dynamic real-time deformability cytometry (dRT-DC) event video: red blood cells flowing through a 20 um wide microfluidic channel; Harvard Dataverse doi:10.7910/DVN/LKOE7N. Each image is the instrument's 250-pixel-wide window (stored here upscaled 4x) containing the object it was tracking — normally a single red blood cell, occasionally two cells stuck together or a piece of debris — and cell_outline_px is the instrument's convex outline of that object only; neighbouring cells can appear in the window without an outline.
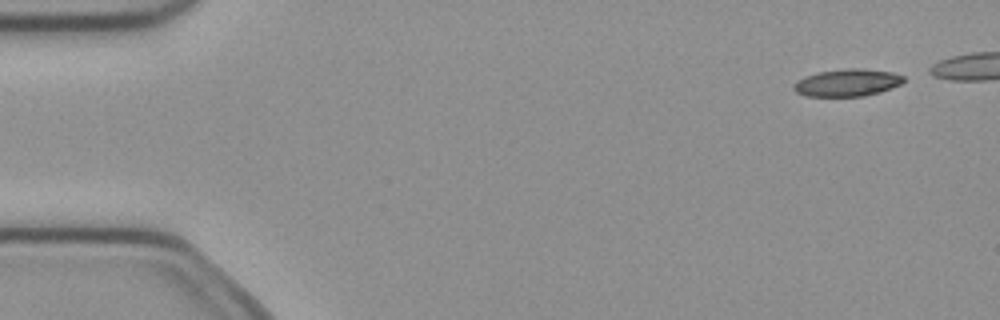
{"species": "common noctule bat (a hibernating species)", "species_latin": "Nyctalus noctula", "temperature_condition": "cold", "stored_images_in_passage": 5, "camera_frame_rate_fps": 3000, "um_per_image_px": 0.085, "animal": {"sex": "female", "body_mass_g": 21.9}, "frame": {"image": 1, "passage_image": 1, "time_ms": 0.0, "image_size_px": [1000, 320], "cell_outline_px": [[904, 80], [900, 84], [892, 88], [880, 92], [864, 96], [804, 96], [796, 92], [792, 88], [792, 84], [796, 80], [804, 76], [816, 72], [848, 68], [860, 68], [892, 72], [904, 76]], "centroid_in_image_um": [71.97, 7.02], "position_along_channel_um": 13.0, "area_um2": 17.69}}